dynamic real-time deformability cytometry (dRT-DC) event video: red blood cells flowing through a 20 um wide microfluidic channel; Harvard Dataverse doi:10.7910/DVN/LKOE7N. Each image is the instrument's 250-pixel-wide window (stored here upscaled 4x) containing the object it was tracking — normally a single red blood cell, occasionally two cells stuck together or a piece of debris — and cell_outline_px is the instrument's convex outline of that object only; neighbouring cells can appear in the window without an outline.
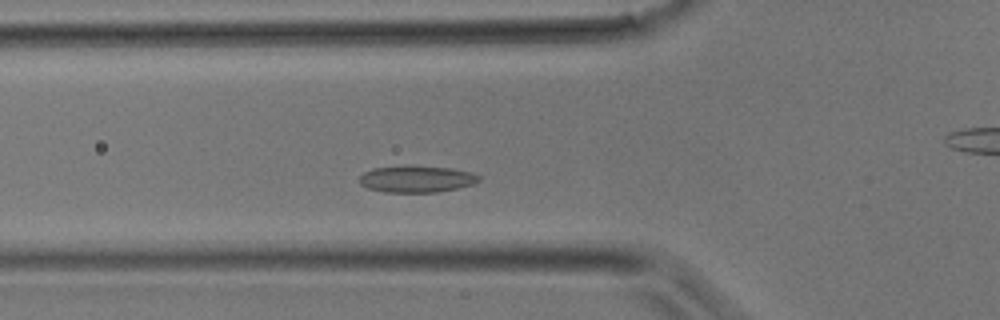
{"species": "common noctule bat (a hibernating species)", "species_latin": "Nyctalus noctula", "temperature_condition": "room temperature", "stored_images_in_passage": 35, "camera_frame_rate_fps": 3000, "um_per_image_px": 0.085, "animal": {"sex": "male", "body_mass_g": 17.9}, "frame": {"image": 1, "passage_image": 9, "time_ms": 2.667, "image_size_px": [1000, 320], "cell_outline_px": [[480, 180], [476, 184], [436, 192], [384, 192], [368, 188], [360, 184], [360, 176], [364, 172], [372, 168], [404, 164], [412, 164], [452, 168], [472, 172], [480, 176]], "centroid_in_image_um": [35.41, 15.18], "position_along_channel_um": 90.4, "area_um2": 19.13}}
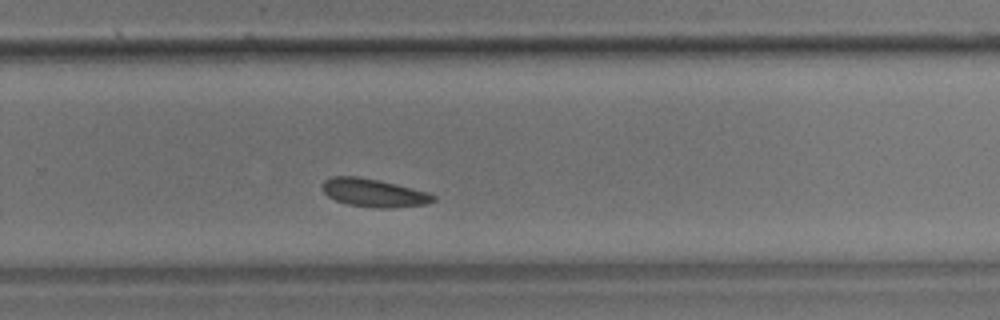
{"frame": {"image": 2, "passage_image": 21, "time_ms": 6.667, "image_size_px": [1000, 320], "cell_outline_px": [[436, 200], [424, 204], [392, 208], [380, 208], [348, 204], [336, 200], [328, 196], [320, 188], [320, 184], [324, 180], [332, 176], [356, 176], [380, 180], [428, 192], [436, 196]], "centroid_in_image_um": [31.74, 16.38], "position_along_channel_um": 298.1, "area_um2": 18.21}}
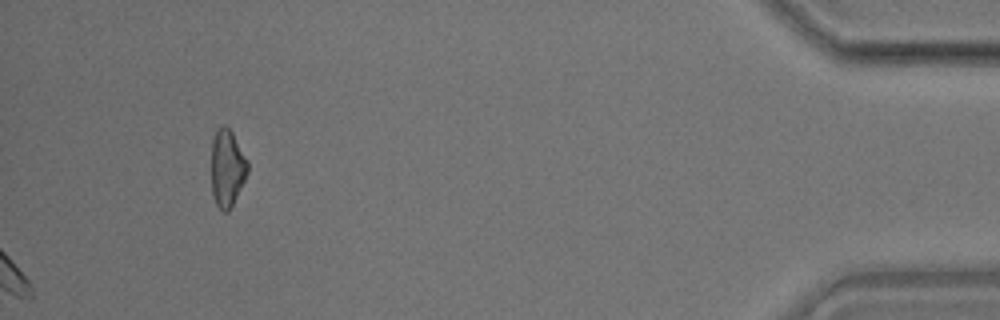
{"frame": {"image": 3, "passage_image": 35, "time_ms": 11.333, "image_size_px": [1000, 320], "cell_outline_px": [[248, 172], [228, 212], [224, 212], [216, 204], [212, 192], [212, 140], [216, 128], [224, 124], [232, 132], [248, 160]], "centroid_in_image_um": [19.3, 14.24], "position_along_channel_um": 415.9, "area_um2": 16.18}}